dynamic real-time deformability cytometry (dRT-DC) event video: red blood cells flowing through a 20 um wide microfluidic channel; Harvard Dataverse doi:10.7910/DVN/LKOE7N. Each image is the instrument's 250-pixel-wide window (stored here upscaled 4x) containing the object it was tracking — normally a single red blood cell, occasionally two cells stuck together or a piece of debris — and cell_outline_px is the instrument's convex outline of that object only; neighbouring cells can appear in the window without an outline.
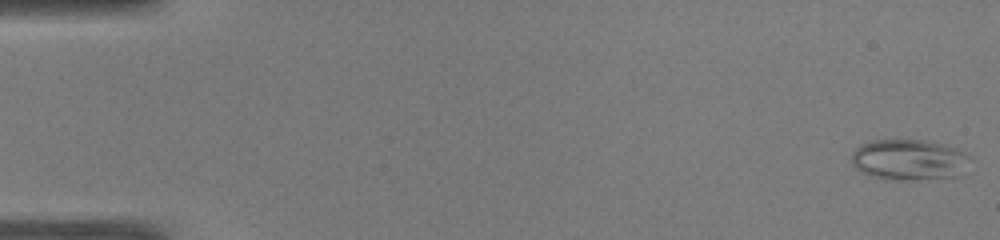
{"species": "common noctule bat (a hibernating species)", "species_latin": "Nyctalus noctula", "temperature_condition": "warm", "stored_images_in_passage": 51, "camera_frame_rate_fps": 3000, "um_per_image_px": 0.085, "animal": {"sex": "male", "body_mass_g": 19.0, "forearm_length_mm": 50.8}, "frame": {"image": 1, "passage_image": 1, "time_ms": 0.0, "image_size_px": [1000, 240], "cell_outline_px": [[972, 156], [956, 176], [920, 180], [896, 180], [872, 176], [860, 172], [852, 164], [852, 152], [860, 144], [872, 140], [924, 140], [944, 144], [956, 148]], "centroid_in_image_um": [77.23, 13.57], "position_along_channel_um": 7.8, "area_um2": 28.15}}
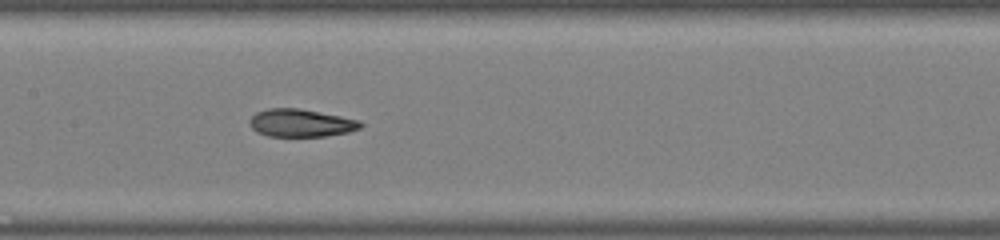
{"frame": {"image": 2, "passage_image": 25, "time_ms": 8.0, "image_size_px": [1000, 240], "cell_outline_px": [[364, 124], [360, 128], [348, 132], [324, 136], [268, 136], [256, 132], [248, 124], [248, 120], [256, 112], [268, 108], [300, 108], [360, 120]], "centroid_in_image_um": [25.55, 10.45], "position_along_channel_um": 181.9, "area_um2": 18.03}}
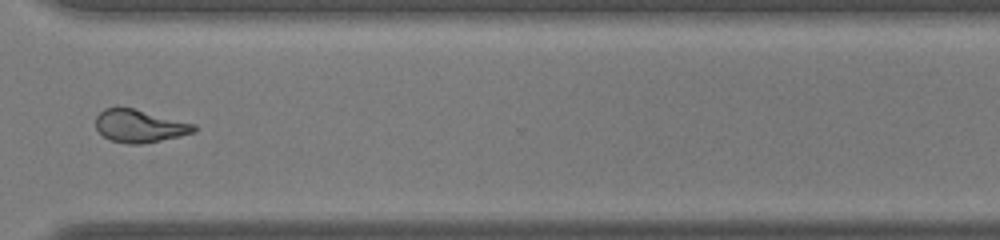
{"frame": {"image": 3, "passage_image": 38, "time_ms": 12.333, "image_size_px": [1000, 240], "cell_outline_px": [[196, 132], [180, 136], [140, 144], [128, 144], [112, 140], [104, 136], [96, 128], [96, 116], [104, 108], [132, 108], [196, 124]], "centroid_in_image_um": [11.88, 10.71], "position_along_channel_um": 358.7, "area_um2": 18.5}}